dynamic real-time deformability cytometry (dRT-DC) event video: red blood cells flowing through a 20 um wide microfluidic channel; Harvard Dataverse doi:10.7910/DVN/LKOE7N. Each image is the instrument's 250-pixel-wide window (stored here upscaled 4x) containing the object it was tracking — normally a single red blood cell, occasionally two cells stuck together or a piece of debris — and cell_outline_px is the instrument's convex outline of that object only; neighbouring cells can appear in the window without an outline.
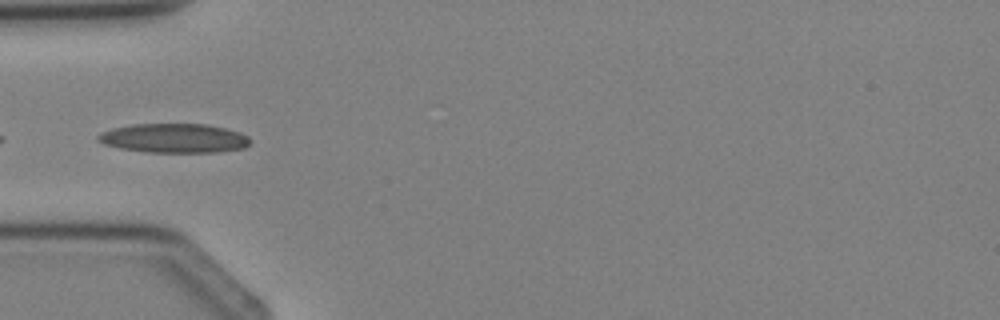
{"species": "Egyptian fruit bat (a non-hibernating species)", "species_latin": "Rousettus aegyptiacus", "temperature_condition": "cold", "stored_images_in_passage": 4, "camera_frame_rate_fps": 3000, "um_per_image_px": 0.085, "animal": {"sex": "female"}, "frame": {"image": 1, "passage_image": 4, "time_ms": 3.333, "image_size_px": [1000, 320], "cell_outline_px": [[252, 140], [244, 148], [216, 152], [144, 152], [120, 148], [104, 144], [96, 140], [96, 136], [100, 132], [112, 128], [132, 124], [208, 124], [240, 132], [248, 136]], "centroid_in_image_um": [14.77, 11.74], "position_along_channel_um": 70.2, "area_um2": 26.07}}